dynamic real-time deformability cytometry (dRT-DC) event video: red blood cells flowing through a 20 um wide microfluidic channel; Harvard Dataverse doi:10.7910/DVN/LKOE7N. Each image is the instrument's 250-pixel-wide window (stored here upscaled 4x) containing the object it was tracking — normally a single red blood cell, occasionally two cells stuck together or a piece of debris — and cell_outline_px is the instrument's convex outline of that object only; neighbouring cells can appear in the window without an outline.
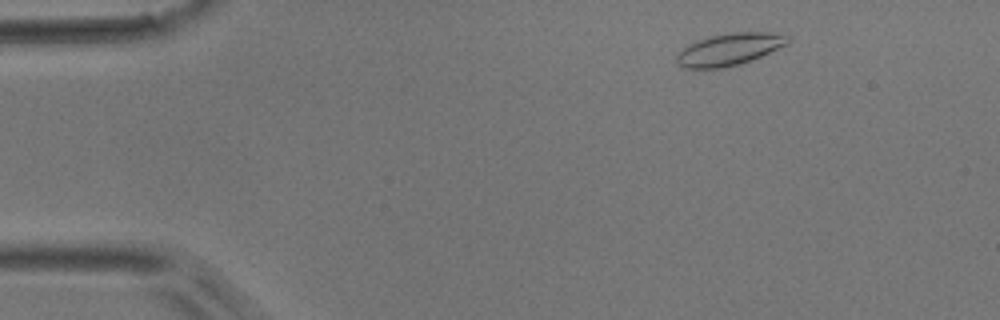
{"species": "common noctule bat (a hibernating species)", "species_latin": "Nyctalus noctula", "temperature_condition": "room temperature", "stored_images_in_passage": 27, "camera_frame_rate_fps": 3000, "um_per_image_px": 0.085, "animal": {"sex": "male", "body_mass_g": 17.9}, "frame": {"image": 1, "passage_image": 5, "time_ms": 1.333, "image_size_px": [1000, 320], "cell_outline_px": [[792, 40], [788, 44], [760, 56], [740, 64], [724, 68], [684, 68], [676, 60], [676, 56], [688, 44], [708, 36], [732, 32], [768, 32], [788, 36]], "centroid_in_image_um": [62.01, 4.18], "position_along_channel_um": 23.0, "area_um2": 20.63}}
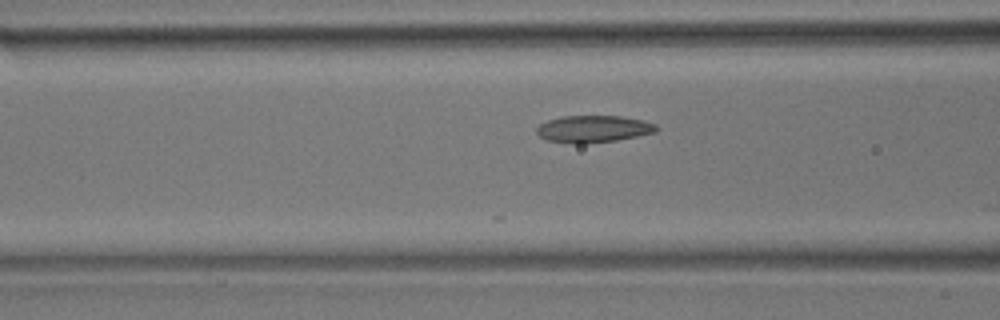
{"frame": {"image": 2, "passage_image": 18, "time_ms": 5.667, "image_size_px": [1000, 320], "cell_outline_px": [[660, 128], [656, 132], [616, 140], [580, 144], [572, 144], [548, 140], [540, 136], [536, 132], [536, 128], [540, 124], [548, 120], [560, 116], [620, 116], [644, 120], [656, 124]], "centroid_in_image_um": [50.44, 10.95], "position_along_channel_um": 116.2, "area_um2": 18.9}}
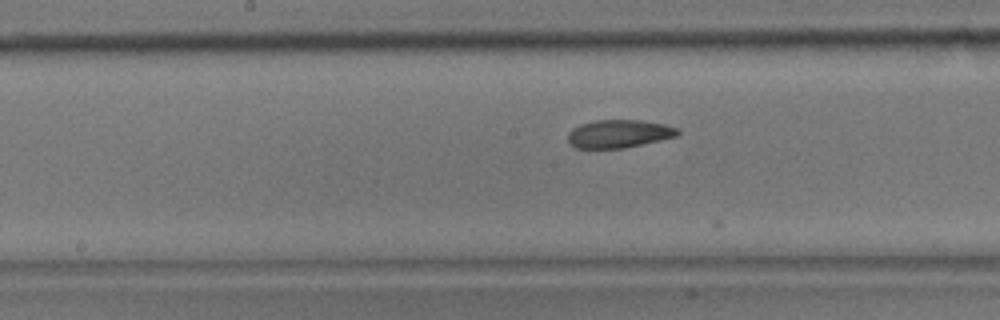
{"frame": {"image": 3, "passage_image": 24, "time_ms": 7.667, "image_size_px": [1000, 320], "cell_outline_px": [[680, 132], [676, 136], [660, 140], [624, 148], [572, 148], [568, 144], [568, 132], [572, 128], [580, 124], [596, 120], [640, 120], [664, 124], [680, 128]], "centroid_in_image_um": [52.58, 11.37], "position_along_channel_um": 195.6, "area_um2": 18.09}}